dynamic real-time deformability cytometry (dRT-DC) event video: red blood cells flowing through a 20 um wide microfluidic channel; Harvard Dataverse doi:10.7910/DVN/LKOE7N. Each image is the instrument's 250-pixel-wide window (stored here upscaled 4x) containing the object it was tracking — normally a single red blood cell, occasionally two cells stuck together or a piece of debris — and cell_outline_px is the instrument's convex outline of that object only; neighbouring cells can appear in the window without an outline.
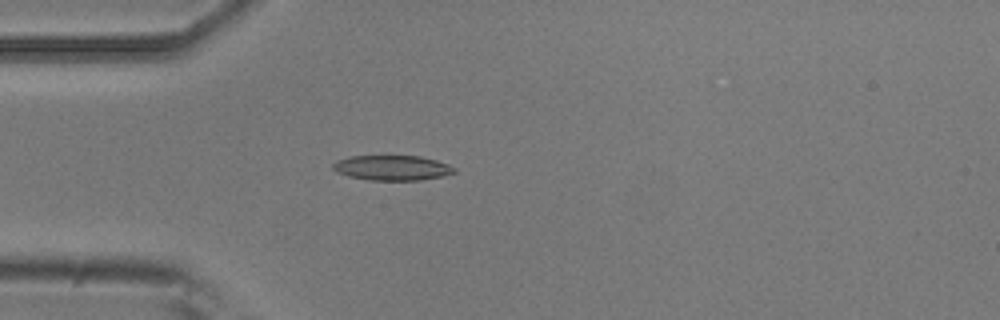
{"species": "common noctule bat (a hibernating species)", "species_latin": "Nyctalus noctula", "temperature_condition": "room temperature", "stored_images_in_passage": 4, "camera_frame_rate_fps": 3000, "um_per_image_px": 0.085, "animal": {"sex": "male", "body_mass_g": 20.5, "forearm_length_mm": 52.5}, "frame": {"image": 1, "passage_image": 4, "time_ms": 1.0, "image_size_px": [1000, 320], "cell_outline_px": [[456, 172], [440, 176], [420, 180], [368, 180], [348, 176], [336, 172], [332, 168], [332, 164], [336, 160], [348, 156], [420, 156], [436, 160], [448, 164], [456, 168]], "centroid_in_image_um": [33.29, 14.26], "position_along_channel_um": 51.7, "area_um2": 17.74}}